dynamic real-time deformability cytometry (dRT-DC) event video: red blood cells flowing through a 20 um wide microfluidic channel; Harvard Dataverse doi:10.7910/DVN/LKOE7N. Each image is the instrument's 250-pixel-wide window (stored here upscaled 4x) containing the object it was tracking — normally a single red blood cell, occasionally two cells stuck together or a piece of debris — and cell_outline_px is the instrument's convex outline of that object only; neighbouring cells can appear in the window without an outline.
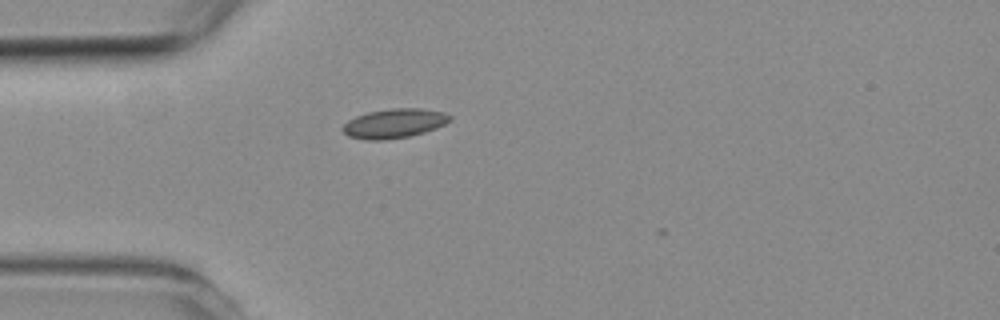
{"species": "common noctule bat (a hibernating species)", "species_latin": "Nyctalus noctula", "temperature_condition": "room temperature", "stored_images_in_passage": 3, "camera_frame_rate_fps": 3000, "um_per_image_px": 0.085, "animal": {"sex": "female", "body_mass_g": 19.3, "forearm_length_mm": 54.1}, "frame": {"image": 1, "passage_image": 2, "time_ms": 1.333, "image_size_px": [1000, 320], "cell_outline_px": [[452, 120], [436, 128], [424, 132], [408, 136], [384, 140], [364, 140], [348, 136], [340, 128], [348, 120], [356, 116], [368, 112], [392, 108], [420, 108], [444, 112], [452, 116]], "centroid_in_image_um": [33.5, 10.49], "position_along_channel_um": 51.5, "area_um2": 18.38}}